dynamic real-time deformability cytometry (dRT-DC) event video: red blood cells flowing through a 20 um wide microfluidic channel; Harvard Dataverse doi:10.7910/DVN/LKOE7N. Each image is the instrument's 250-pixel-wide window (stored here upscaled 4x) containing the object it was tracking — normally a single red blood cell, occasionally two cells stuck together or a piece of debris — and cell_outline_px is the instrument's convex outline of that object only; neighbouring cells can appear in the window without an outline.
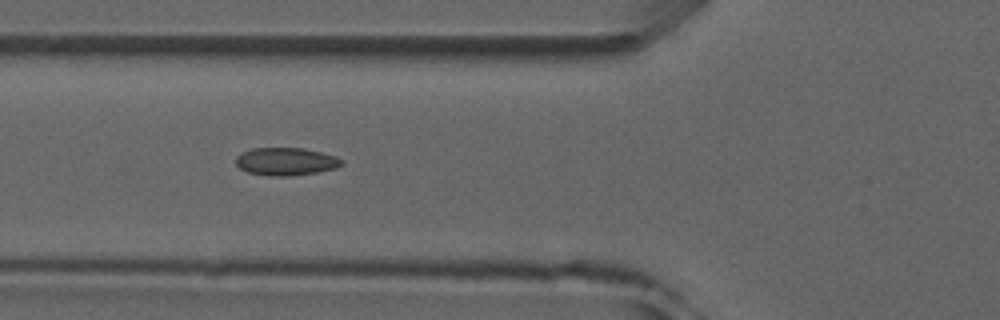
{"species": "common noctule bat (a hibernating species)", "species_latin": "Nyctalus noctula", "temperature_condition": "room temperature", "stored_images_in_passage": 9, "camera_frame_rate_fps": 3000, "um_per_image_px": 0.085, "animal": {"sex": "male", "forearm_length_mm": 52.5}, "frame": {"image": 1, "passage_image": 6, "time_ms": 5.667, "image_size_px": [1000, 320], "cell_outline_px": [[344, 164], [336, 168], [316, 172], [288, 176], [268, 176], [248, 172], [240, 168], [236, 164], [236, 156], [240, 152], [252, 148], [304, 148], [336, 156], [344, 160]], "centroid_in_image_um": [24.3, 13.72], "position_along_channel_um": 101.5, "area_um2": 17.22}}
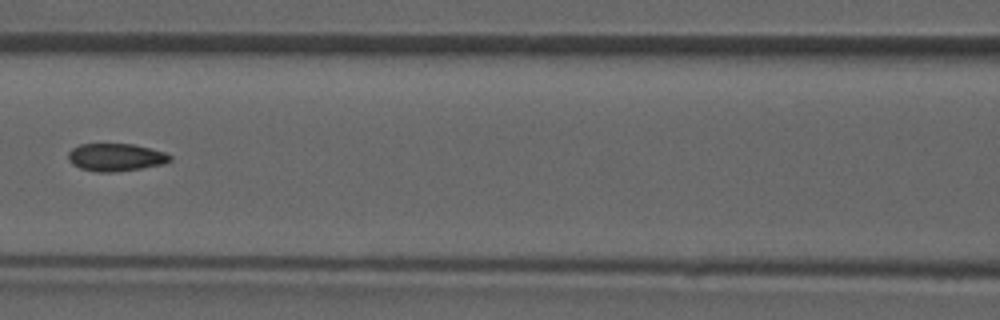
{"frame": {"image": 2, "passage_image": 7, "time_ms": 7.0, "image_size_px": [1000, 320], "cell_outline_px": [[172, 160], [164, 164], [140, 168], [112, 172], [96, 172], [80, 168], [72, 164], [68, 160], [68, 152], [72, 148], [80, 144], [132, 144], [152, 148], [164, 152], [172, 156]], "centroid_in_image_um": [9.84, 13.36], "position_along_channel_um": 156.8, "area_um2": 16.47}}